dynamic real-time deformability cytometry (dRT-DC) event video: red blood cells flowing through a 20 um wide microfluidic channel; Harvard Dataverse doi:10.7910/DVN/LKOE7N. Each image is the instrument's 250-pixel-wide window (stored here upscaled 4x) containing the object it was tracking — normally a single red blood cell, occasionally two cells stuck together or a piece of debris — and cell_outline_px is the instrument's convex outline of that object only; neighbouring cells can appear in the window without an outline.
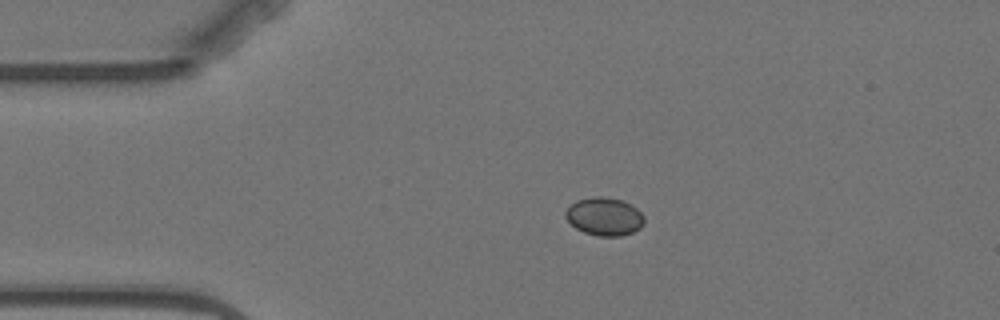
{"species": "Egyptian fruit bat (a non-hibernating species)", "species_latin": "Rousettus aegyptiacus", "temperature_condition": "warm", "stored_images_in_passage": 4, "camera_frame_rate_fps": 3000, "um_per_image_px": 0.085, "animal": {"sex": "female"}, "frame": {"image": 1, "passage_image": 3, "time_ms": 2.333, "image_size_px": [1000, 320], "cell_outline_px": [[644, 224], [640, 228], [632, 232], [620, 236], [596, 236], [584, 232], [576, 228], [564, 216], [564, 212], [576, 200], [592, 196], [604, 196], [620, 200], [636, 208], [644, 216]], "centroid_in_image_um": [51.36, 18.4], "position_along_channel_um": 33.6, "area_um2": 17.4}}